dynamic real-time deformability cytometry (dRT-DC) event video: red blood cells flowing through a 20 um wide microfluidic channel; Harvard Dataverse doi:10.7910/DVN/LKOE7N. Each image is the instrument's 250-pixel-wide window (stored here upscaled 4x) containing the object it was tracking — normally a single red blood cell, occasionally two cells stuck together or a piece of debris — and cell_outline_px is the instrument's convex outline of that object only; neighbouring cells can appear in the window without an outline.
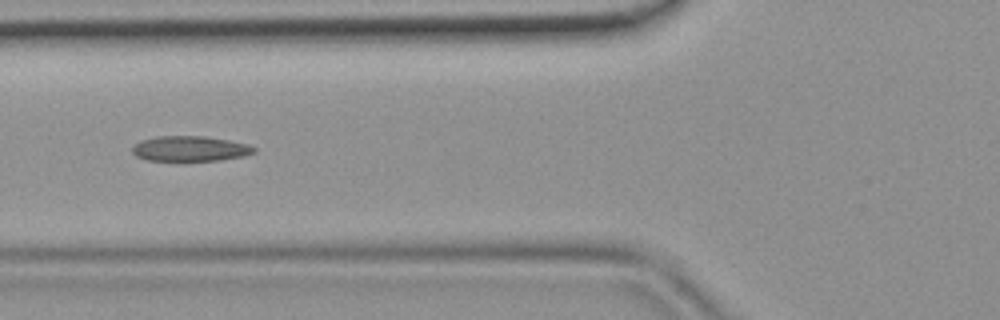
{"species": "common noctule bat (a hibernating species)", "species_latin": "Nyctalus noctula", "temperature_condition": "room temperature", "stored_images_in_passage": 32, "camera_frame_rate_fps": 3000, "um_per_image_px": 0.085, "animal": {"sex": "female", "body_mass_g": 19.9}, "frame": {"image": 1, "passage_image": 4, "time_ms": 1.0, "image_size_px": [1000, 320], "cell_outline_px": [[256, 152], [244, 156], [220, 160], [184, 164], [148, 160], [136, 156], [132, 152], [132, 148], [140, 140], [156, 136], [204, 136], [228, 140], [248, 144], [256, 148]], "centroid_in_image_um": [16.14, 12.69], "position_along_channel_um": 109.7, "area_um2": 18.84}}
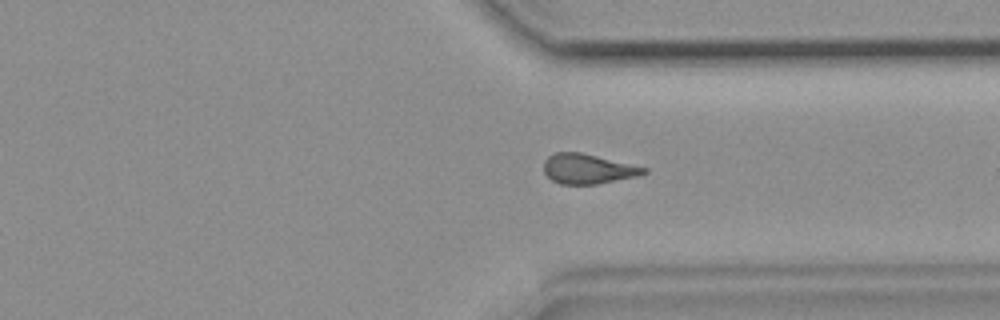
{"frame": {"image": 2, "passage_image": 21, "time_ms": 6.667, "image_size_px": [1000, 320], "cell_outline_px": [[648, 172], [640, 176], [596, 184], [560, 184], [552, 180], [544, 172], [544, 160], [548, 156], [556, 152], [580, 152], [648, 168]], "centroid_in_image_um": [49.98, 14.36], "position_along_channel_um": 361.4, "area_um2": 17.4}}
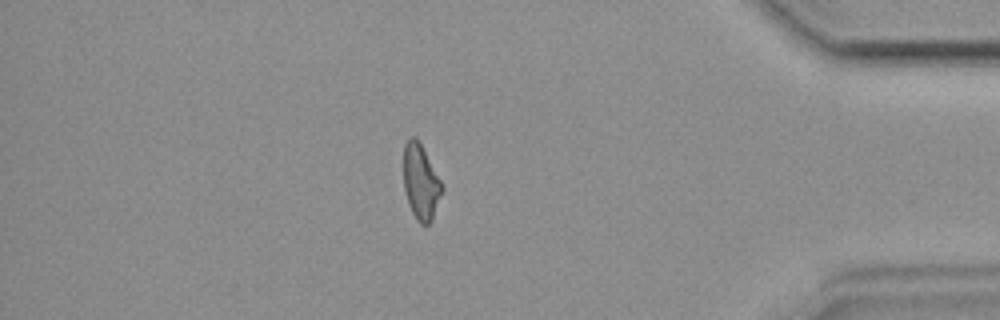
{"frame": {"image": 3, "passage_image": 26, "time_ms": 8.333, "image_size_px": [1000, 320], "cell_outline_px": [[444, 188], [432, 220], [428, 224], [420, 224], [416, 220], [408, 204], [404, 188], [404, 144], [408, 136], [416, 136], [440, 180]], "centroid_in_image_um": [35.75, 15.47], "position_along_channel_um": 399.4, "area_um2": 16.76}}